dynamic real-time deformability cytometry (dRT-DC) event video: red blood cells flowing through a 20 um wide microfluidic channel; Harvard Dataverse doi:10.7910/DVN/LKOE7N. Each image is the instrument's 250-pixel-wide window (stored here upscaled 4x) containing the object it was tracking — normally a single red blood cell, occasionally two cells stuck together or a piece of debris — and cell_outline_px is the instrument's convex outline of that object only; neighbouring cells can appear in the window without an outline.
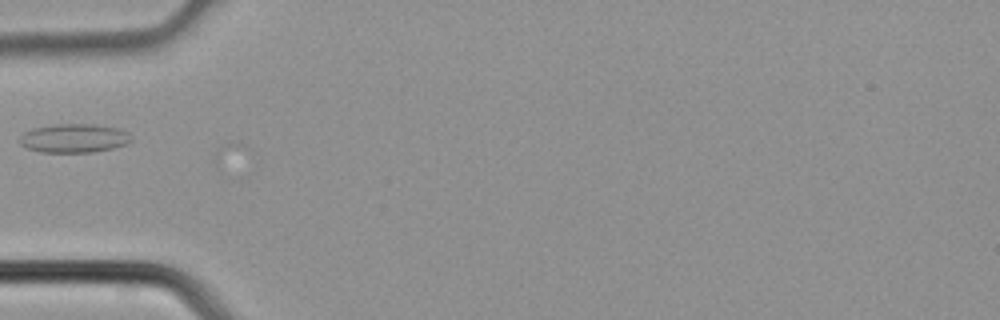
{"species": "common noctule bat (a hibernating species)", "species_latin": "Nyctalus noctula", "temperature_condition": "cold", "stored_images_in_passage": 5, "camera_frame_rate_fps": 3000, "um_per_image_px": 0.085, "animal": {"sex": "male", "body_mass_g": 21.5, "forearm_length_mm": 52.0}, "frame": {"image": 1, "passage_image": 5, "time_ms": 1.333, "image_size_px": [1000, 320], "cell_outline_px": [[132, 140], [128, 144], [112, 148], [92, 152], [40, 152], [24, 148], [20, 144], [20, 136], [24, 132], [32, 128], [52, 124], [92, 124], [120, 128], [128, 132], [132, 136]], "centroid_in_image_um": [6.29, 11.74], "position_along_channel_um": 78.7, "area_um2": 19.02}}